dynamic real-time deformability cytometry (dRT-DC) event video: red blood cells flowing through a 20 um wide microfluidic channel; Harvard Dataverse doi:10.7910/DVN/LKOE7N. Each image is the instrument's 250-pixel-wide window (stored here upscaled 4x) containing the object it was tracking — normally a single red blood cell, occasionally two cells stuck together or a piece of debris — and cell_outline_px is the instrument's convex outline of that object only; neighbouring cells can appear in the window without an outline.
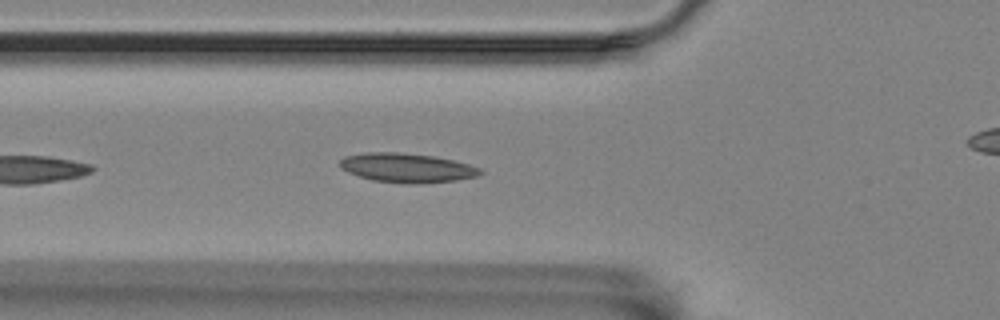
{"species": "Egyptian fruit bat (a non-hibernating species)", "species_latin": "Rousettus aegyptiacus", "temperature_condition": "room temperature", "stored_images_in_passage": 42, "camera_frame_rate_fps": 3000, "um_per_image_px": 0.085, "animal": {"sex": "female"}, "frame": {"image": 1, "passage_image": 7, "time_ms": 2.0, "image_size_px": [1000, 320], "cell_outline_px": [[484, 172], [476, 176], [456, 180], [420, 184], [404, 184], [372, 180], [348, 172], [340, 168], [340, 160], [344, 156], [368, 152], [396, 152], [432, 156], [452, 160], [468, 164], [480, 168]], "centroid_in_image_um": [34.57, 14.27], "position_along_channel_um": 91.2, "area_um2": 23.87}}
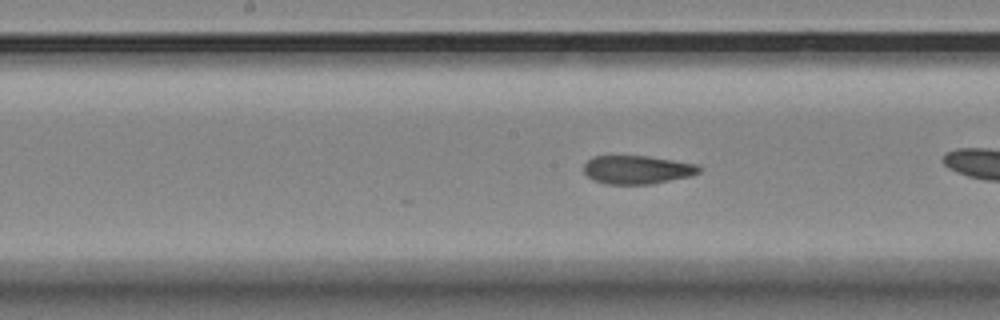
{"frame": {"image": 2, "passage_image": 13, "time_ms": 4.0, "image_size_px": [1000, 320], "cell_outline_px": [[700, 172], [692, 176], [652, 184], [604, 184], [592, 180], [584, 172], [584, 164], [592, 156], [648, 156], [696, 164], [700, 168]], "centroid_in_image_um": [54.14, 14.43], "position_along_channel_um": 194.1, "area_um2": 19.19}, "authors_computed_cell_mechanics": {"area_um2": 19.652, "velocity_mm_per_s": 3.5198, "shape_relaxation_time_tau1_ms": 5.8011, "shape_relaxation_time_tau2_ms": 1.1224, "deformation_change_tau1": 0.1774, "deformation_change_tau2": 0.0802}}